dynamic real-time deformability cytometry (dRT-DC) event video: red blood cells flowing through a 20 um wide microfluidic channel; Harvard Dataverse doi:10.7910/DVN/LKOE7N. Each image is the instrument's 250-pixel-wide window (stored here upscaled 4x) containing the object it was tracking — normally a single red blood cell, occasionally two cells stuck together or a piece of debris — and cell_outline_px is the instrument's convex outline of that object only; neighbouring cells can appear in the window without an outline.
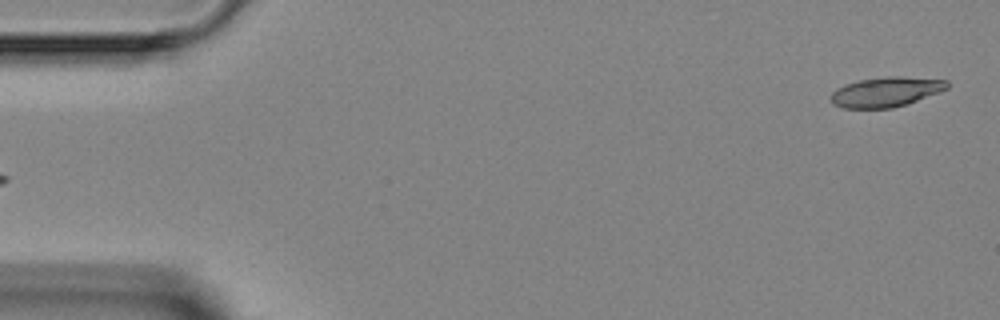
{"species": "Egyptian fruit bat (a non-hibernating species)", "species_latin": "Rousettus aegyptiacus", "temperature_condition": "room temperature", "stored_images_in_passage": 3, "segment_of_instrument_passage": [2, 2], "camera_frame_rate_fps": 3000, "um_per_image_px": 0.085, "animal": {"sex": "female"}, "frame": {"image": 1, "passage_image": 3, "time_ms": 3.333, "image_size_px": [1000, 320], "cell_outline_px": [[948, 88], [940, 92], [892, 108], [844, 108], [832, 104], [832, 92], [844, 84], [860, 80], [888, 76], [900, 76], [948, 80]], "centroid_in_image_um": [75.31, 7.8], "position_along_channel_um": 9.7, "area_um2": 20.0}}